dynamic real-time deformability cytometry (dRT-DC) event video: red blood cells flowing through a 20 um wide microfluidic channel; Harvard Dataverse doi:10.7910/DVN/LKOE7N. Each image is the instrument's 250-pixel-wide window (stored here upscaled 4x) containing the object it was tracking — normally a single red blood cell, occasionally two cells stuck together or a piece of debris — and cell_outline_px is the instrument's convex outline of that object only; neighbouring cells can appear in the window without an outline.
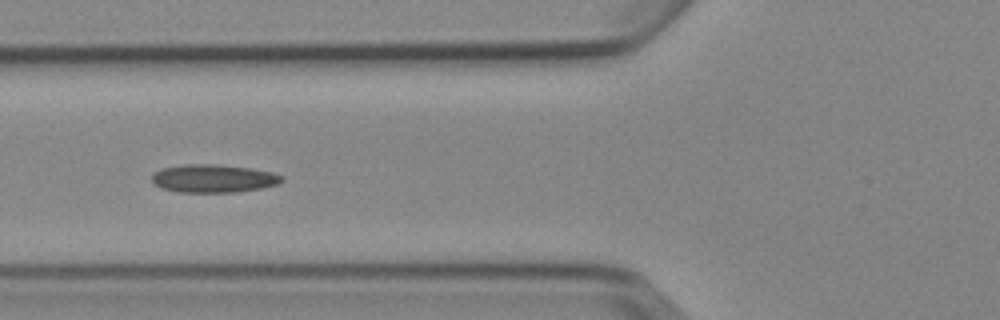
{"species": "Egyptian fruit bat (a non-hibernating species)", "species_latin": "Rousettus aegyptiacus", "temperature_condition": "cold", "stored_images_in_passage": 8, "camera_frame_rate_fps": 3000, "um_per_image_px": 0.085, "animal": {"sex": "female"}, "frame": {"image": 1, "passage_image": 5, "time_ms": 5.667, "image_size_px": [1000, 320], "cell_outline_px": [[284, 180], [276, 184], [260, 188], [236, 192], [180, 192], [160, 188], [152, 184], [152, 172], [160, 168], [188, 164], [212, 164], [252, 168], [272, 172], [284, 176]], "centroid_in_image_um": [18.1, 15.17], "position_along_channel_um": 107.7, "area_um2": 21.39}}
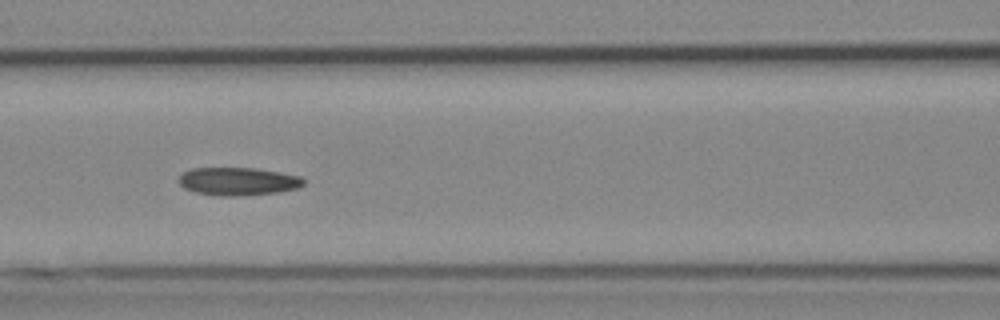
{"frame": {"image": 2, "passage_image": 6, "time_ms": 6.667, "image_size_px": [1000, 320], "cell_outline_px": [[304, 184], [296, 188], [276, 192], [232, 196], [224, 196], [196, 192], [184, 188], [180, 184], [180, 176], [184, 172], [192, 168], [256, 168], [280, 172], [300, 176], [304, 180]], "centroid_in_image_um": [20.23, 15.4], "position_along_channel_um": 146.4, "area_um2": 20.0}}
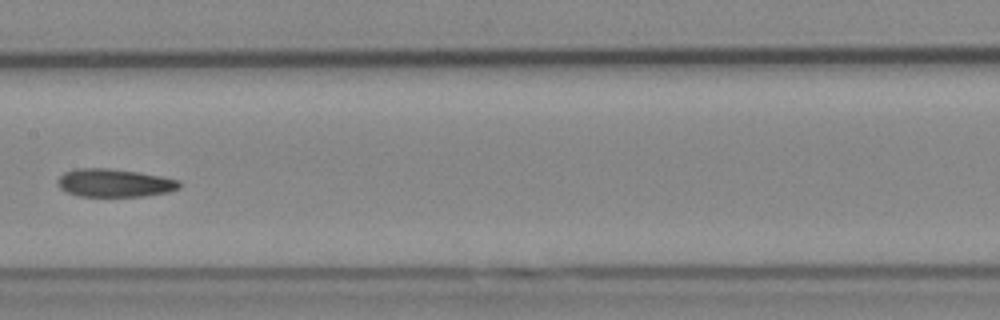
{"frame": {"image": 3, "passage_image": 7, "time_ms": 8.0, "image_size_px": [1000, 320], "cell_outline_px": [[180, 188], [168, 192], [144, 196], [80, 196], [68, 192], [60, 188], [56, 184], [56, 180], [64, 172], [76, 168], [108, 168], [140, 172], [164, 176], [180, 180]], "centroid_in_image_um": [9.74, 15.54], "position_along_channel_um": 197.7, "area_um2": 20.11}}